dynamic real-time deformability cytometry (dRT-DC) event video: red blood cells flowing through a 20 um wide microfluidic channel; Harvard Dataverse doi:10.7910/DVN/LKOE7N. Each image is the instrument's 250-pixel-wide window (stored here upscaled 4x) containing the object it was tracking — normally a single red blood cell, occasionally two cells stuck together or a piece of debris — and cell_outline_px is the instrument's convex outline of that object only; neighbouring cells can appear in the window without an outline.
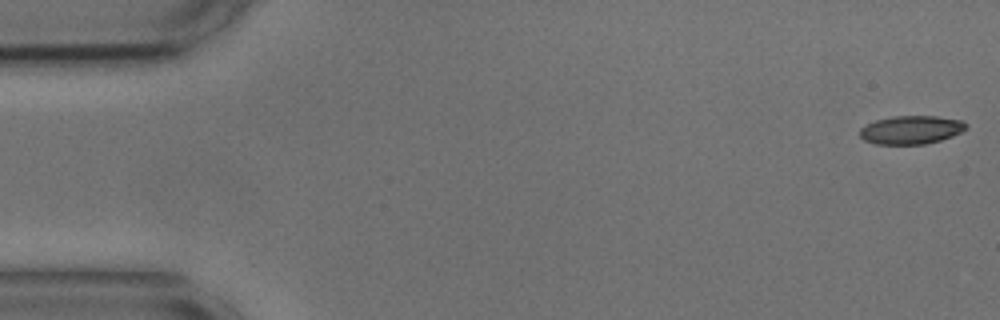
{"species": "common noctule bat (a hibernating species)", "species_latin": "Nyctalus noctula", "temperature_condition": "cold", "stored_images_in_passage": 54, "camera_frame_rate_fps": 3000, "um_per_image_px": 0.085, "animal": {"sex": "male", "body_mass_g": 17.9, "forearm_length_mm": 54.2}, "frame": {"image": 1, "passage_image": 1, "time_ms": 0.0, "image_size_px": [1000, 320], "cell_outline_px": [[968, 128], [952, 136], [940, 140], [924, 144], [876, 144], [864, 140], [860, 136], [860, 128], [876, 120], [892, 116], [936, 116], [960, 120], [968, 124]], "centroid_in_image_um": [77.45, 11.03], "position_along_channel_um": 7.5, "area_um2": 17.51}}
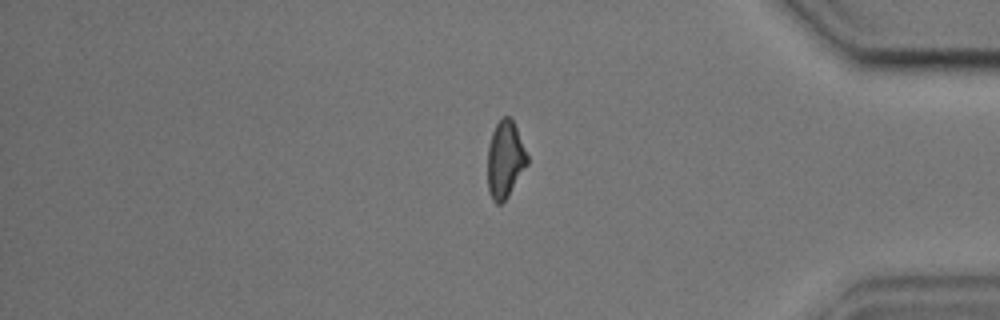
{"frame": {"image": 2, "passage_image": 45, "time_ms": 14.667, "image_size_px": [1000, 320], "cell_outline_px": [[528, 164], [508, 196], [500, 204], [496, 204], [492, 200], [488, 192], [488, 144], [492, 132], [500, 116], [508, 116], [512, 120], [516, 128], [528, 156]], "centroid_in_image_um": [42.92, 13.56], "position_along_channel_um": 392.3, "area_um2": 17.8}}
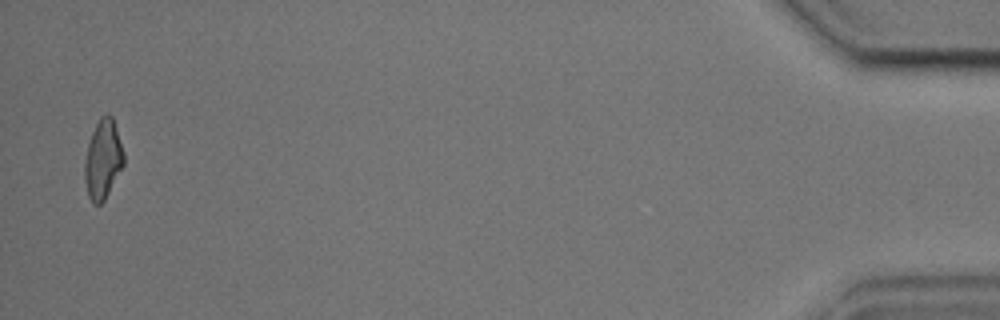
{"frame": {"image": 3, "passage_image": 53, "time_ms": 17.333, "image_size_px": [1000, 320], "cell_outline_px": [[124, 164], [104, 200], [100, 204], [92, 204], [88, 196], [84, 180], [84, 160], [88, 144], [92, 132], [100, 116], [108, 112], [112, 116], [124, 152]], "centroid_in_image_um": [8.73, 13.54], "position_along_channel_um": 426.5, "area_um2": 18.09}, "authors_computed_cell_mechanics": {"area_um2": 18.3226, "velocity_mm_per_s": 3.6622, "shape_relaxation_time_tau1_ms": 9.5092, "shape_relaxation_time_tau2_ms": 3.2677, "deformation_change_tau1": 0.2328, "deformation_change_tau2": 0.1129}}